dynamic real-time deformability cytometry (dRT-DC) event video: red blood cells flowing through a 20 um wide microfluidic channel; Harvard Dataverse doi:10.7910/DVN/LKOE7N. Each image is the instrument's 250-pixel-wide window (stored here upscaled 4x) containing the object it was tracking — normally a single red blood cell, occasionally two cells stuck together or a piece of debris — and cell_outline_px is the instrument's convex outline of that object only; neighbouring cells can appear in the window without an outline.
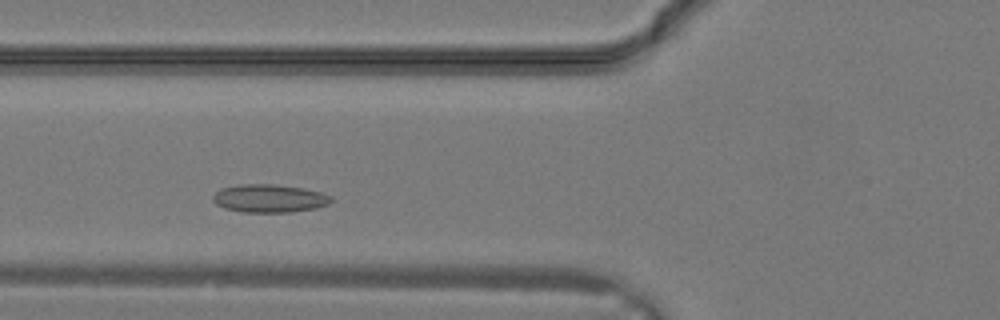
{"species": "common noctule bat (a hibernating species)", "species_latin": "Nyctalus noctula", "temperature_condition": "warm", "stored_images_in_passage": 24, "camera_frame_rate_fps": 3000, "um_per_image_px": 0.085, "animal": {"sex": "male", "body_mass_g": 19.2, "forearm_length_mm": 51.8}, "frame": {"image": 1, "passage_image": 5, "time_ms": 1.333, "image_size_px": [1000, 320], "cell_outline_px": [[332, 200], [328, 204], [316, 208], [288, 212], [244, 212], [224, 208], [216, 204], [212, 200], [212, 196], [220, 188], [240, 184], [272, 184], [304, 188], [320, 192], [332, 196]], "centroid_in_image_um": [22.87, 16.86], "position_along_channel_um": 102.9, "area_um2": 19.36}}
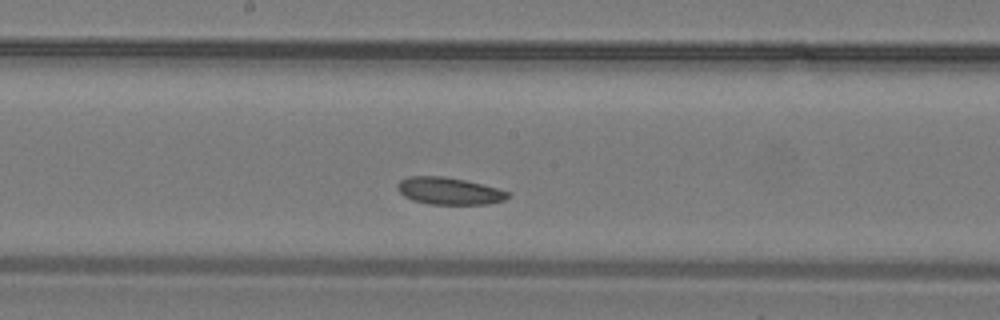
{"frame": {"image": 2, "passage_image": 10, "time_ms": 3.0, "image_size_px": [1000, 320], "cell_outline_px": [[512, 196], [504, 200], [488, 204], [428, 204], [412, 200], [404, 196], [396, 188], [396, 184], [400, 180], [408, 176], [444, 176], [464, 180], [496, 188], [508, 192]], "centroid_in_image_um": [38.14, 16.23], "position_along_channel_um": 210.1, "area_um2": 17.46}}
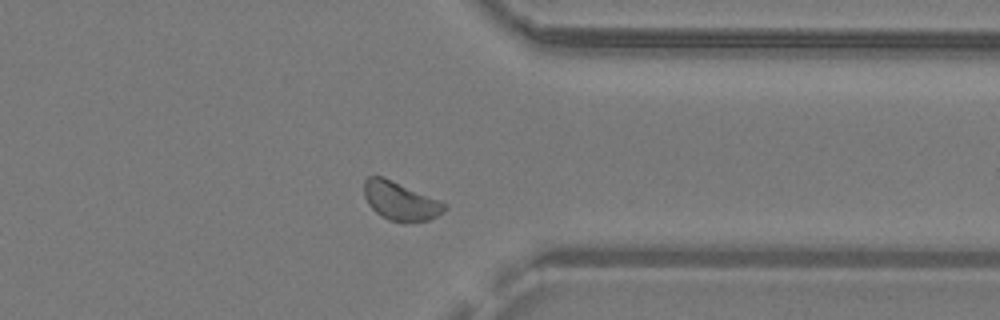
{"frame": {"image": 3, "passage_image": 18, "time_ms": 5.667, "image_size_px": [1000, 320], "cell_outline_px": [[448, 208], [436, 216], [428, 220], [388, 220], [380, 216], [368, 204], [364, 196], [364, 180], [368, 176], [380, 176], [448, 204]], "centroid_in_image_um": [34.0, 17.08], "position_along_channel_um": 377.4, "area_um2": 17.4}}